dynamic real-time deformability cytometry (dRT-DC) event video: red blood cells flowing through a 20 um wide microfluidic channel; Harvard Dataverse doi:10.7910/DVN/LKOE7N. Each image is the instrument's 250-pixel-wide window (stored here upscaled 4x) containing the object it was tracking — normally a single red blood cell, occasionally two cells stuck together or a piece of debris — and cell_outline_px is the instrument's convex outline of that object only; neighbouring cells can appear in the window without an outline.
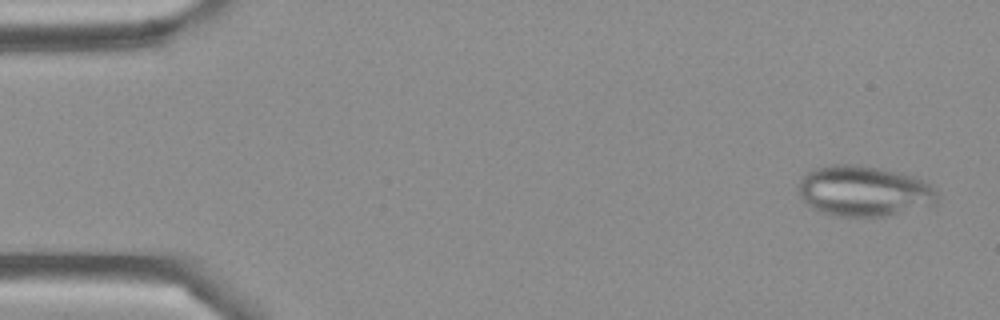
{"species": "Egyptian fruit bat (a non-hibernating species)", "species_latin": "Rousettus aegyptiacus", "temperature_condition": "cold", "stored_images_in_passage": 47, "camera_frame_rate_fps": 3000, "um_per_image_px": 0.085, "frame": {"image": 1, "passage_image": 2, "time_ms": 0.333, "image_size_px": [1000, 320], "cell_outline_px": [[940, 200], [936, 204], [888, 216], [832, 216], [820, 212], [812, 208], [800, 196], [800, 180], [812, 168], [832, 164], [856, 164], [904, 172], [916, 176], [928, 184], [936, 192]], "centroid_in_image_um": [73.46, 16.23], "position_along_channel_um": 11.5, "area_um2": 41.27}}
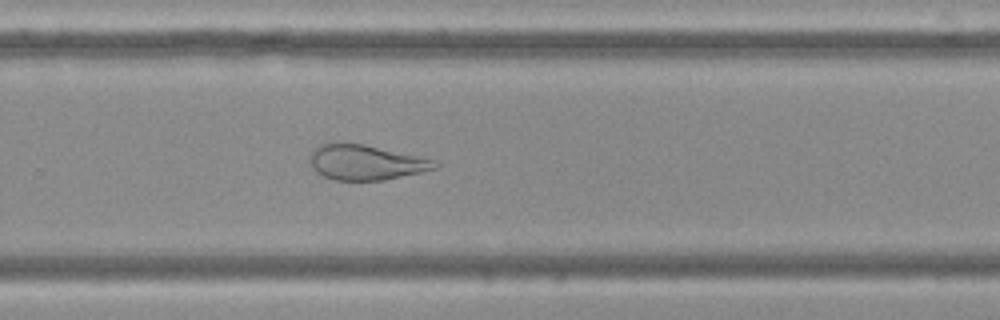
{"frame": {"image": 2, "passage_image": 31, "time_ms": 10.0, "image_size_px": [1000, 320], "cell_outline_px": [[440, 164], [436, 168], [420, 172], [384, 180], [332, 180], [316, 172], [312, 168], [308, 160], [308, 156], [320, 144], [364, 144], [436, 160]], "centroid_in_image_um": [31.08, 13.82], "position_along_channel_um": 298.7, "area_um2": 25.32}}
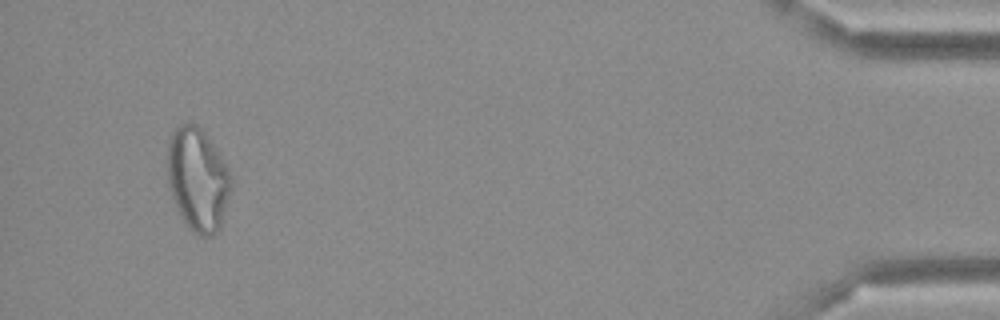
{"frame": {"image": 3, "passage_image": 45, "time_ms": 14.667, "image_size_px": [1000, 320], "cell_outline_px": [[232, 180], [220, 228], [212, 236], [200, 236], [192, 232], [184, 220], [172, 196], [168, 184], [168, 140], [176, 124], [188, 120], [196, 124], [204, 132], [228, 168]], "centroid_in_image_um": [16.79, 15.2], "position_along_channel_um": 418.4, "area_um2": 37.97}}